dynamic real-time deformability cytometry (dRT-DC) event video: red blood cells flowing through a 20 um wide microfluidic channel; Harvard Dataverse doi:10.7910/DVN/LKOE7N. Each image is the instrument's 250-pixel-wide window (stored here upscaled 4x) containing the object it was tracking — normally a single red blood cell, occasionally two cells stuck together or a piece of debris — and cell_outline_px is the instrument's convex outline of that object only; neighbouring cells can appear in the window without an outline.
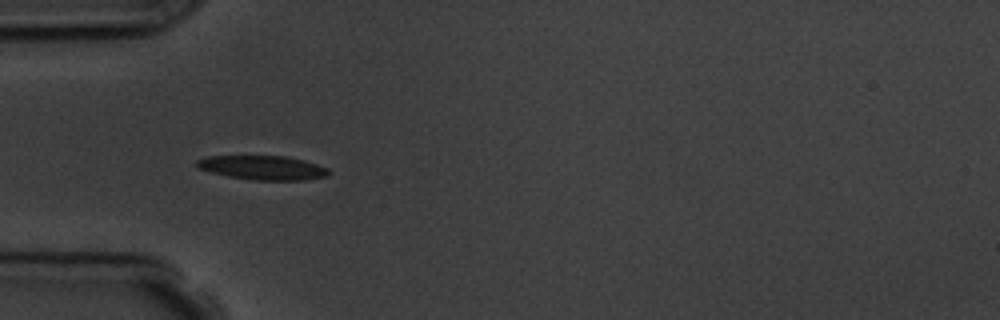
{"species": "common noctule bat (a hibernating species)", "species_latin": "Nyctalus noctula", "temperature_condition": "room temperature", "stored_images_in_passage": 6, "camera_frame_rate_fps": 3000, "um_per_image_px": 0.085, "animal": {"sex": "male", "body_mass_g": 19.5, "forearm_length_mm": 54.6}, "frame": {"image": 1, "passage_image": 5, "time_ms": 5.0, "image_size_px": [1000, 320], "cell_outline_px": [[332, 172], [328, 176], [304, 180], [252, 180], [228, 176], [196, 168], [196, 160], [208, 156], [288, 156], [304, 160], [328, 168]], "centroid_in_image_um": [22.36, 14.25], "position_along_channel_um": 62.6, "area_um2": 18.67}}